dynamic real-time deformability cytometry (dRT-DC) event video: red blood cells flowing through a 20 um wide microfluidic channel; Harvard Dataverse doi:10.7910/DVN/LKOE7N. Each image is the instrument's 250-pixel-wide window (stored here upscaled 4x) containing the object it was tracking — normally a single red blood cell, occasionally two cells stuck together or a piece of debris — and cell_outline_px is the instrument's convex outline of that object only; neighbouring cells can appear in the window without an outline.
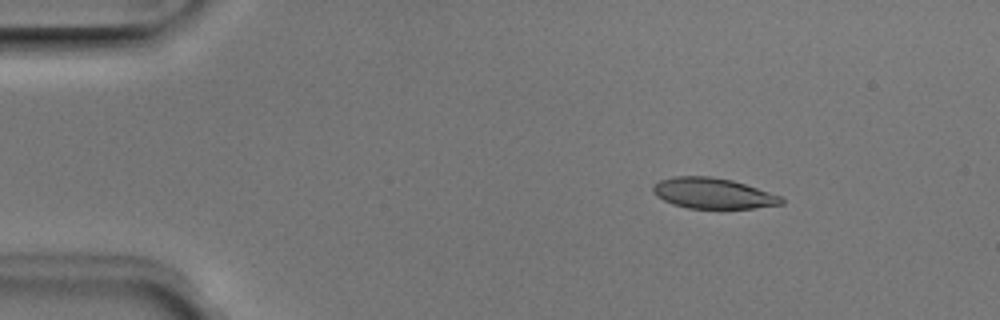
{"species": "Egyptian fruit bat (a non-hibernating species)", "species_latin": "Rousettus aegyptiacus", "temperature_condition": "room temperature", "stored_images_in_passage": 4, "camera_frame_rate_fps": 3000, "um_per_image_px": 0.085, "animal": {"sex": "male"}, "frame": {"image": 1, "passage_image": 2, "time_ms": 0.333, "image_size_px": [1000, 320], "cell_outline_px": [[784, 204], [752, 208], [688, 208], [672, 204], [656, 196], [652, 192], [652, 184], [660, 180], [676, 176], [712, 176], [732, 180], [780, 196], [784, 200]], "centroid_in_image_um": [60.55, 16.43], "position_along_channel_um": 24.4, "area_um2": 22.83}}